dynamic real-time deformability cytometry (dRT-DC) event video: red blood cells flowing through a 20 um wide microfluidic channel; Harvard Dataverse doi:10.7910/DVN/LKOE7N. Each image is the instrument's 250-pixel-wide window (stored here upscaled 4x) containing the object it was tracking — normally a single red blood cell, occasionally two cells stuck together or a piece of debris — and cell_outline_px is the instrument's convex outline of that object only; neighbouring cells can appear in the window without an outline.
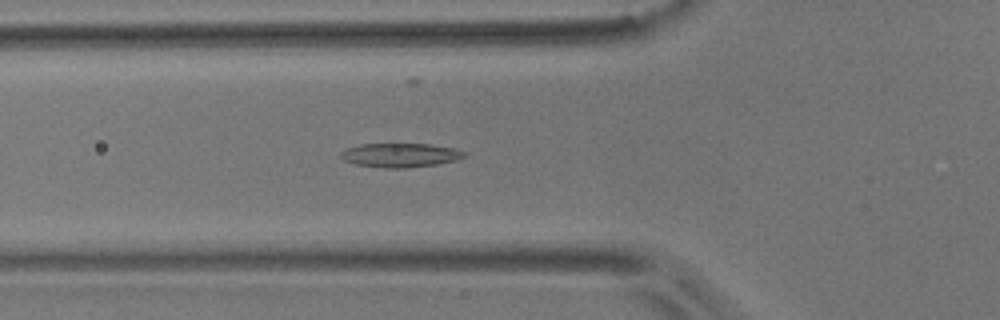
{"species": "common noctule bat (a hibernating species)", "species_latin": "Nyctalus noctula", "temperature_condition": "room temperature", "stored_images_in_passage": 38, "camera_frame_rate_fps": 3000, "um_per_image_px": 0.085, "animal": {"sex": "male", "body_mass_g": 17.9}, "frame": {"image": 1, "passage_image": 3, "time_ms": 0.667, "image_size_px": [1000, 320], "cell_outline_px": [[468, 156], [456, 160], [436, 164], [404, 168], [384, 168], [356, 164], [344, 160], [340, 156], [340, 152], [348, 148], [360, 144], [432, 144], [456, 148], [468, 152]], "centroid_in_image_um": [34.09, 13.18], "position_along_channel_um": 91.7, "area_um2": 17.4}}
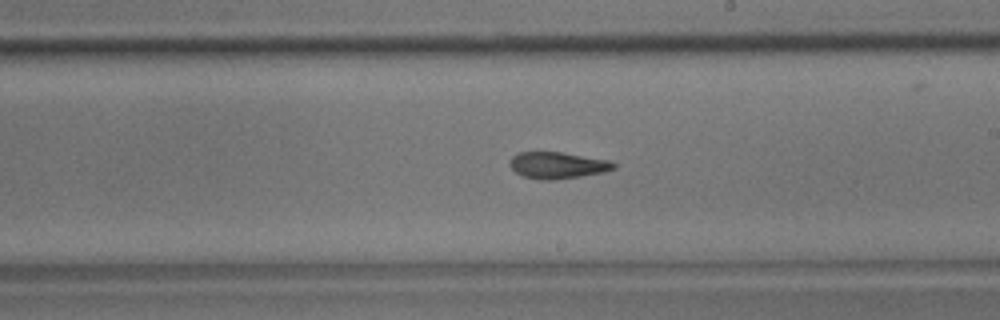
{"frame": {"image": 2, "passage_image": 15, "time_ms": 4.667, "image_size_px": [1000, 320], "cell_outline_px": [[616, 168], [604, 172], [556, 180], [540, 180], [524, 176], [516, 172], [508, 164], [512, 156], [520, 152], [560, 152], [608, 160], [616, 164]], "centroid_in_image_um": [47.38, 14.05], "position_along_channel_um": 241.6, "area_um2": 16.01}}
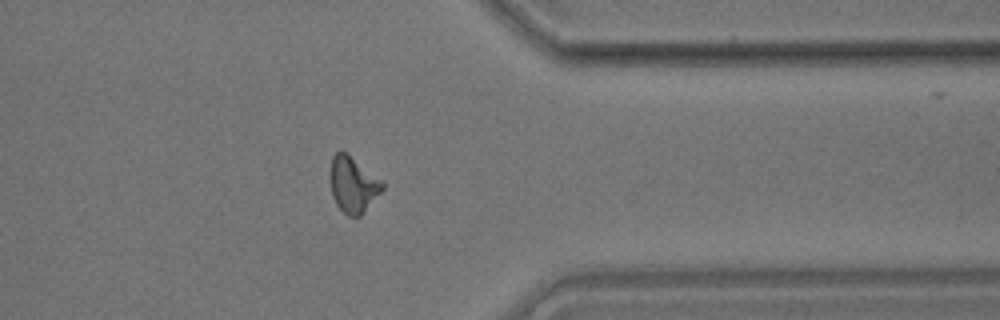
{"frame": {"image": 3, "passage_image": 27, "time_ms": 8.667, "image_size_px": [1000, 320], "cell_outline_px": [[384, 188], [360, 216], [348, 216], [336, 204], [332, 196], [332, 156], [336, 152], [344, 152], [384, 180]], "centroid_in_image_um": [30.05, 15.71], "position_along_channel_um": 381.3, "area_um2": 16.53}, "authors_computed_cell_mechanics": {"area_um2": 16.4152, "velocity_mm_per_s": 3.7326, "shape_relaxation_time_tau1_ms": 8.5532, "shape_relaxation_time_tau2_ms": 2.0561, "deformation_change_tau1": 0.2081, "deformation_change_tau2": 0.0857}}